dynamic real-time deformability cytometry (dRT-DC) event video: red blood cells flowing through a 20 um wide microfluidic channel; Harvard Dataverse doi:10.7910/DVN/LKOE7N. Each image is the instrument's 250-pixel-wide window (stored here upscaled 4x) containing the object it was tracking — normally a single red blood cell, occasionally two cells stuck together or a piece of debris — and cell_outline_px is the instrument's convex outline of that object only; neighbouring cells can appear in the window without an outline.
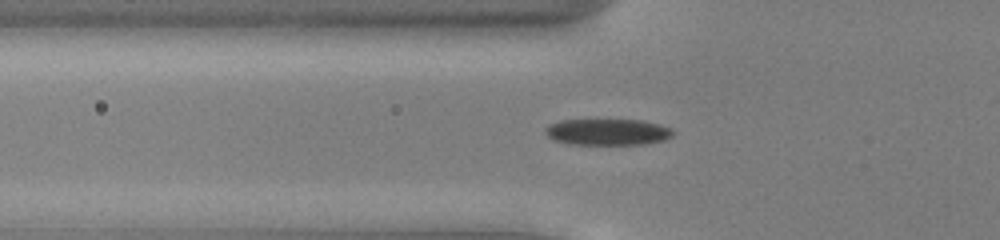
{"species": "common noctule bat (a hibernating species)", "species_latin": "Nyctalus noctula", "temperature_condition": "cold", "stored_images_in_passage": 36, "camera_frame_rate_fps": 3000, "um_per_image_px": 0.085, "animal": {"sex": "male", "body_mass_g": 13.0, "forearm_length_mm": 53.1}, "frame": {"image": 1, "passage_image": 2, "time_ms": 0.333, "image_size_px": [1000, 240], "cell_outline_px": [[676, 132], [672, 136], [664, 140], [644, 144], [568, 144], [552, 140], [544, 132], [544, 128], [548, 124], [560, 120], [640, 120], [660, 124], [672, 128]], "centroid_in_image_um": [51.63, 11.22], "position_along_channel_um": 74.2, "area_um2": 19.83}}
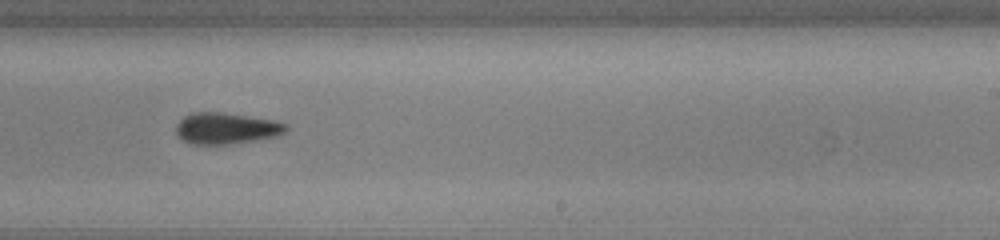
{"frame": {"image": 2, "passage_image": 17, "time_ms": 5.333, "image_size_px": [1000, 240], "cell_outline_px": [[288, 132], [280, 136], [256, 140], [228, 144], [188, 144], [180, 140], [176, 136], [176, 124], [184, 116], [192, 112], [220, 112], [276, 120], [288, 124]], "centroid_in_image_um": [19.24, 10.92], "position_along_channel_um": 269.8, "area_um2": 20.52}}
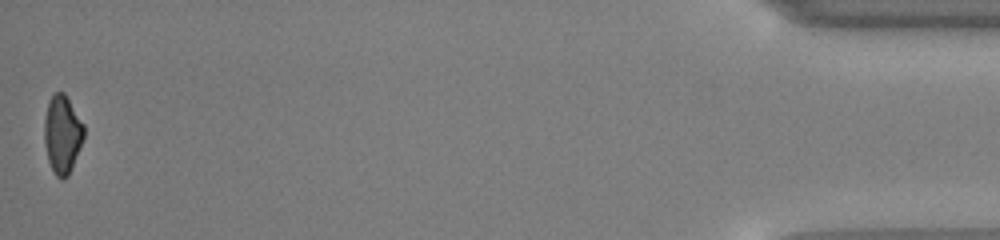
{"frame": {"image": 3, "passage_image": 36, "time_ms": 11.667, "image_size_px": [1000, 240], "cell_outline_px": [[84, 136], [68, 176], [64, 180], [60, 180], [56, 176], [48, 160], [44, 144], [44, 120], [48, 100], [56, 92], [64, 92], [84, 124]], "centroid_in_image_um": [5.28, 11.41], "position_along_channel_um": 429.9, "area_um2": 17.98}, "authors_computed_cell_mechanics": {"area_um2": 19.9988, "velocity_mm_per_s": 3.9276, "shape_relaxation_time_tau1_ms": 2.4843, "shape_relaxation_time_tau2_ms": 6.9593, "deformation_change_tau1": 0.0854, "deformation_change_tau2": 0.1441}}